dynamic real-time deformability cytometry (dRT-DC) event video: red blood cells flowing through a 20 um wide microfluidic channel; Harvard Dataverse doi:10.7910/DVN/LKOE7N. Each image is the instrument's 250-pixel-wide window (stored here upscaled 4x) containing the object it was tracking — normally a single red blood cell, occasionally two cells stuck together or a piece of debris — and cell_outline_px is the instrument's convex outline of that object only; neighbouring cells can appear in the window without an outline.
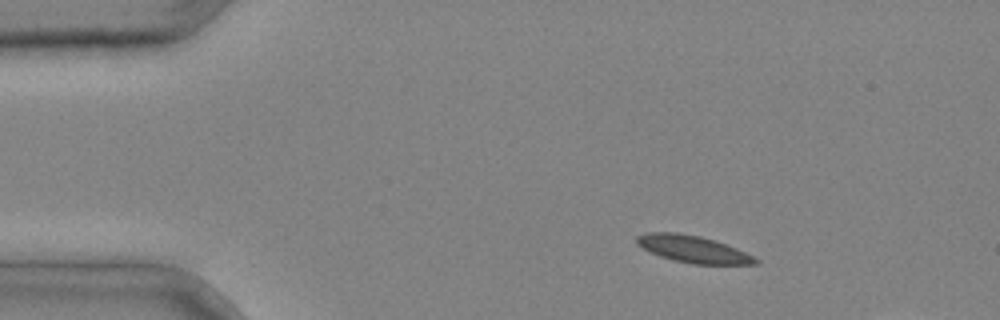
{"species": "common noctule bat (a hibernating species)", "species_latin": "Nyctalus noctula", "temperature_condition": "cold", "stored_images_in_passage": 3, "camera_frame_rate_fps": 3000, "um_per_image_px": 0.085, "animal": {"sex": "male", "body_mass_g": 20.4}, "frame": {"image": 1, "passage_image": 1, "time_ms": 0.0, "image_size_px": [1000, 320], "cell_outline_px": [[760, 264], [692, 264], [660, 256], [636, 244], [636, 236], [648, 232], [676, 232], [700, 236], [736, 248], [760, 260]], "centroid_in_image_um": [58.9, 21.17], "position_along_channel_um": 26.1, "area_um2": 18.38}}